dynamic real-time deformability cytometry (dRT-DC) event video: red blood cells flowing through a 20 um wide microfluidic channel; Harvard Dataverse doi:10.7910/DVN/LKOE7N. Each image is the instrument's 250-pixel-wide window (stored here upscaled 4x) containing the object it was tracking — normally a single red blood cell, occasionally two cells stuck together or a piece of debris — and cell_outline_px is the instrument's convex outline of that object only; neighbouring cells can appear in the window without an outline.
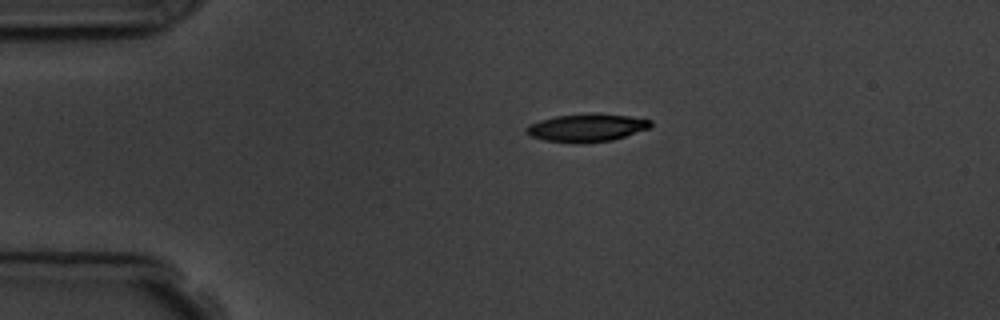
{"species": "common noctule bat (a hibernating species)", "species_latin": "Nyctalus noctula", "temperature_condition": "room temperature", "stored_images_in_passage": 2, "camera_frame_rate_fps": 3000, "um_per_image_px": 0.085, "animal": {"sex": "male", "body_mass_g": 19.5, "forearm_length_mm": 54.6}, "frame": {"image": 1, "passage_image": 1, "time_ms": 0.0, "image_size_px": [1000, 320], "cell_outline_px": [[652, 124], [648, 128], [612, 140], [584, 144], [572, 144], [544, 140], [532, 136], [524, 132], [528, 124], [540, 120], [556, 116], [592, 112], [628, 116], [652, 120]], "centroid_in_image_um": [49.83, 10.86], "position_along_channel_um": 35.2, "area_um2": 20.46}}